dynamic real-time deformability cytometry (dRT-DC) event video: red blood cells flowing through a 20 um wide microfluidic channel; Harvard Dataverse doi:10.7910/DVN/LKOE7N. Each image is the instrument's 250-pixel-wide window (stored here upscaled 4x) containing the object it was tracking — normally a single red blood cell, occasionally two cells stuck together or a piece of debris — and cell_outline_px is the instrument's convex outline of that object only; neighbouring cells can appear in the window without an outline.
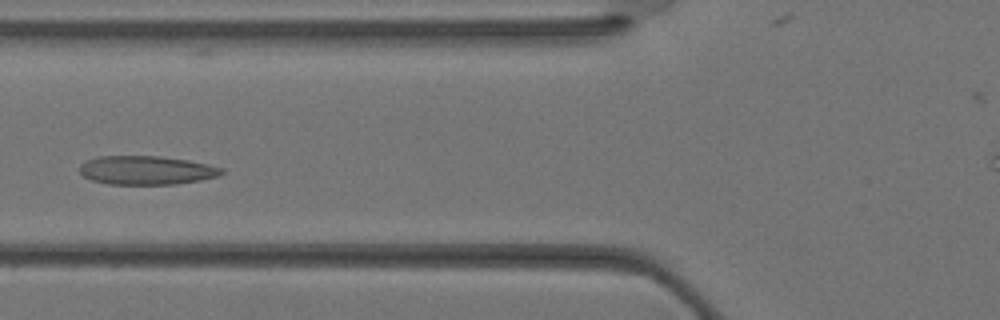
{"species": "Egyptian fruit bat (a non-hibernating species)", "species_latin": "Rousettus aegyptiacus", "temperature_condition": "warm", "stored_images_in_passage": 34, "camera_frame_rate_fps": 3000, "um_per_image_px": 0.085, "animal": {"sex": "female"}, "frame": {"image": 1, "passage_image": 11, "time_ms": 3.333, "image_size_px": [1000, 320], "cell_outline_px": [[224, 172], [220, 176], [200, 180], [176, 184], [108, 184], [92, 180], [84, 176], [80, 172], [80, 164], [96, 156], [160, 156], [188, 160], [208, 164], [224, 168]], "centroid_in_image_um": [12.47, 14.47], "position_along_channel_um": 113.3, "area_um2": 23.87}}
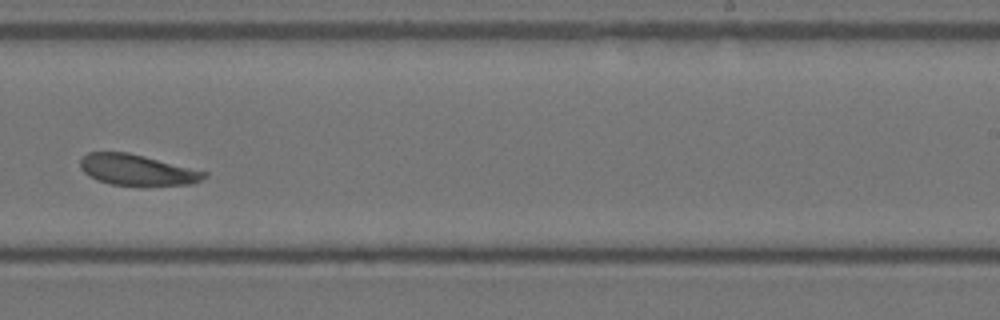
{"frame": {"image": 2, "passage_image": 20, "time_ms": 6.333, "image_size_px": [1000, 320], "cell_outline_px": [[208, 176], [192, 184], [112, 184], [96, 180], [88, 176], [80, 168], [80, 160], [88, 152], [128, 152], [208, 172]], "centroid_in_image_um": [11.62, 14.42], "position_along_channel_um": 277.4, "area_um2": 21.85}}
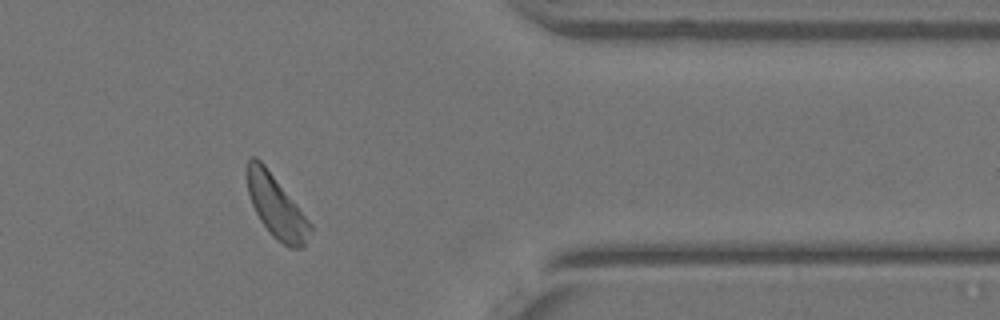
{"frame": {"image": 3, "passage_image": 27, "time_ms": 8.667, "image_size_px": [1000, 320], "cell_outline_px": [[312, 228], [304, 248], [288, 248], [276, 240], [268, 232], [260, 220], [252, 204], [248, 192], [248, 160], [252, 156], [256, 156], [264, 164], [312, 224]], "centroid_in_image_um": [23.5, 17.62], "position_along_channel_um": 387.9, "area_um2": 22.66}}